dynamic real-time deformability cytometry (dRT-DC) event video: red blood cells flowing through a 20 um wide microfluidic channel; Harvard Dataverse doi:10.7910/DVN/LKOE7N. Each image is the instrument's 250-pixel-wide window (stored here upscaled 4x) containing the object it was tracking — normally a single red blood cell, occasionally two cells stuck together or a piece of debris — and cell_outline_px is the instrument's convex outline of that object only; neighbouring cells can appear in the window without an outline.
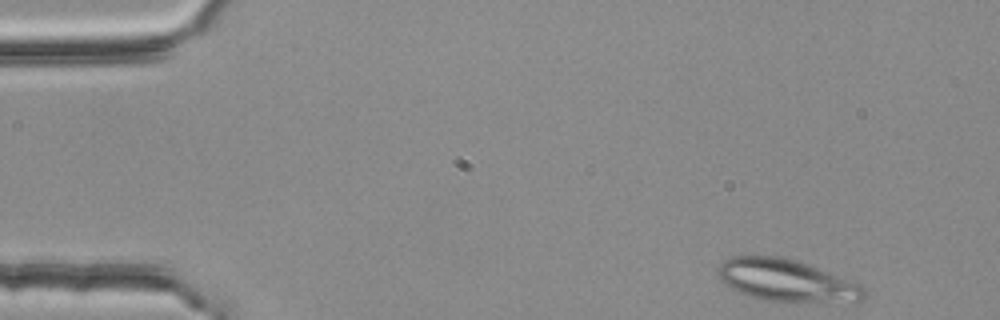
{"species": "common noctule bat (a hibernating species)", "species_latin": "Nyctalus noctula", "temperature_condition": "room temperature", "stored_images_in_passage": 4, "camera_frame_rate_fps": 3000, "um_per_image_px": 0.085, "animal": {"sex": "female", "body_mass_g": 25.1}, "frame": {"image": 1, "passage_image": 1, "time_ms": 0.0, "image_size_px": [1000, 320], "cell_outline_px": [[868, 296], [860, 300], [824, 304], [764, 300], [748, 296], [724, 284], [720, 280], [716, 272], [720, 264], [724, 260], [732, 256], [780, 256], [796, 260], [860, 284], [868, 292]], "centroid_in_image_um": [66.87, 23.87], "position_along_channel_um": 18.1, "area_um2": 36.3}}